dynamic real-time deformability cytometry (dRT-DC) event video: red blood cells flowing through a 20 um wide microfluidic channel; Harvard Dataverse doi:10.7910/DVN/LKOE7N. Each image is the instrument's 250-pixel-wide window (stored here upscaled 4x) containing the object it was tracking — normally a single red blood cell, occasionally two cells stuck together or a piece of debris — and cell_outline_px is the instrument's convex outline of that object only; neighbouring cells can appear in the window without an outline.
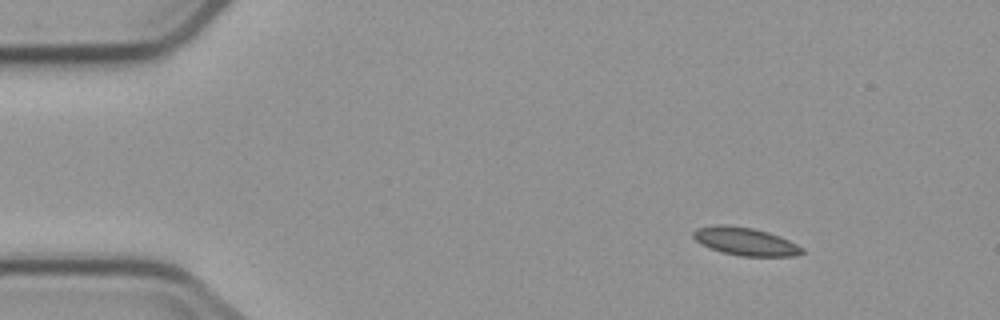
{"species": "common noctule bat (a hibernating species)", "species_latin": "Nyctalus noctula", "temperature_condition": "cold", "stored_images_in_passage": 4, "camera_frame_rate_fps": 3000, "um_per_image_px": 0.085, "animal": {"sex": "male", "body_mass_g": 23.1, "forearm_length_mm": 52.7}, "frame": {"image": 1, "passage_image": 1, "time_ms": 0.0, "image_size_px": [1000, 320], "cell_outline_px": [[804, 252], [796, 256], [740, 256], [720, 252], [700, 244], [692, 236], [692, 232], [696, 228], [716, 224], [724, 224], [752, 228], [768, 232], [788, 240], [804, 248]], "centroid_in_image_um": [63.31, 20.52], "position_along_channel_um": 21.7, "area_um2": 17.8}}
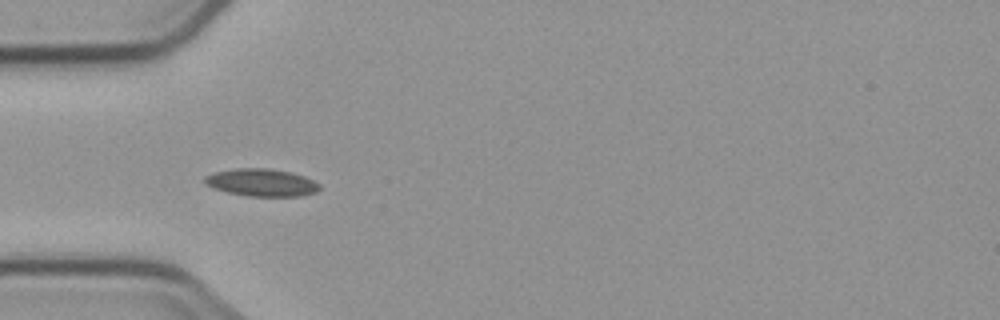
{"frame": {"image": 2, "passage_image": 3, "time_ms": 3.333, "image_size_px": [1000, 320], "cell_outline_px": [[320, 188], [316, 192], [300, 196], [248, 196], [228, 192], [212, 188], [204, 184], [204, 176], [216, 172], [236, 168], [268, 168], [292, 172], [304, 176], [320, 184]], "centroid_in_image_um": [22.22, 15.51], "position_along_channel_um": 62.8, "area_um2": 18.44}}
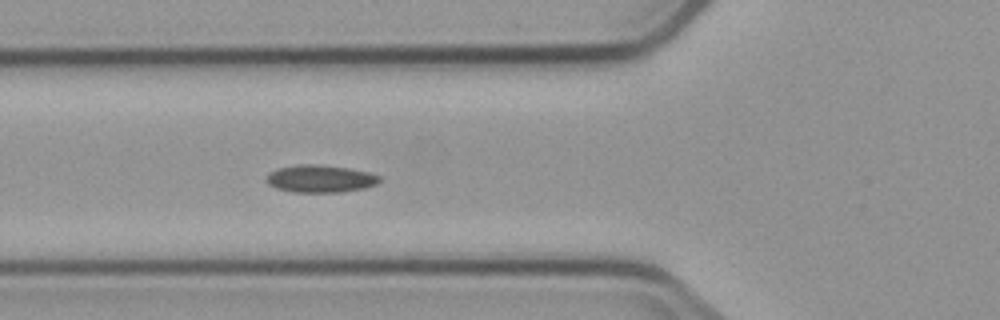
{"frame": {"image": 3, "passage_image": 4, "time_ms": 4.333, "image_size_px": [1000, 320], "cell_outline_px": [[380, 180], [376, 184], [364, 188], [340, 192], [292, 192], [276, 188], [268, 184], [264, 180], [276, 168], [300, 164], [316, 164], [348, 168], [368, 172], [380, 176]], "centroid_in_image_um": [27.2, 15.19], "position_along_channel_um": 98.6, "area_um2": 18.03}}